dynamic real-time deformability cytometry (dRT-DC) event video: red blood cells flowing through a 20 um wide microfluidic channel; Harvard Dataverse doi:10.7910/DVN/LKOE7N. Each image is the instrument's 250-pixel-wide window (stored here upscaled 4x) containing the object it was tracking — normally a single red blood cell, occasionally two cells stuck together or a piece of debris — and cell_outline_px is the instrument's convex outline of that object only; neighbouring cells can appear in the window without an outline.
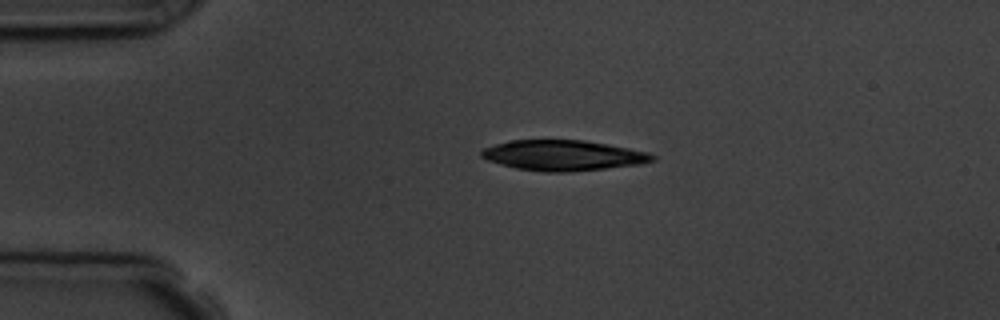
{"species": "common noctule bat (a hibernating species)", "species_latin": "Nyctalus noctula", "temperature_condition": "room temperature", "stored_images_in_passage": 3, "camera_frame_rate_fps": 3000, "um_per_image_px": 0.085, "animal": {"sex": "male", "body_mass_g": 19.5, "forearm_length_mm": 54.6}, "frame": {"image": 1, "passage_image": 2, "time_ms": 1.333, "image_size_px": [1000, 320], "cell_outline_px": [[656, 160], [640, 164], [568, 172], [544, 172], [516, 168], [500, 164], [488, 160], [480, 156], [480, 152], [484, 148], [508, 140], [584, 140], [608, 144], [648, 152], [656, 156]], "centroid_in_image_um": [47.86, 13.2], "position_along_channel_um": 37.1, "area_um2": 30.23}}